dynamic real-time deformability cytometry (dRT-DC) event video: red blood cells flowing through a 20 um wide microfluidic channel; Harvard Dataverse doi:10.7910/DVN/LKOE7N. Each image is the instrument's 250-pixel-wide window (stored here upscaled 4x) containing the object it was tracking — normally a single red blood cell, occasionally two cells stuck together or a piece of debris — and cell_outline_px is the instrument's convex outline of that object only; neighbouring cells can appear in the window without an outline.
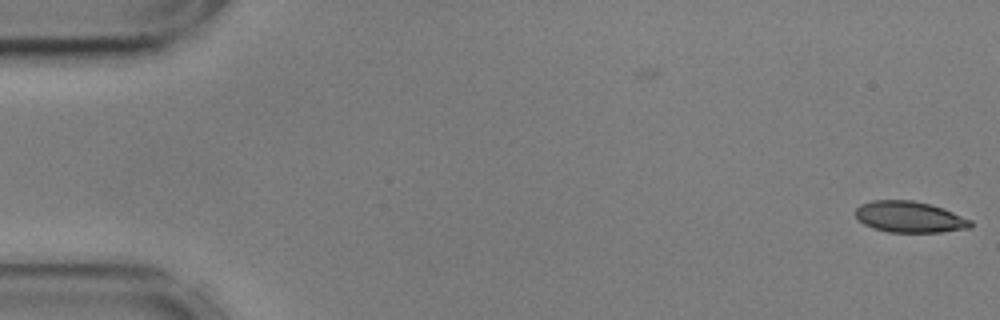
{"species": "common noctule bat (a hibernating species)", "species_latin": "Nyctalus noctula", "temperature_condition": "cold", "stored_images_in_passage": 55, "camera_frame_rate_fps": 3000, "um_per_image_px": 0.085, "animal": {"sex": "male", "body_mass_g": 17.9, "forearm_length_mm": 54.2}, "frame": {"image": 1, "passage_image": 1, "time_ms": 0.0, "image_size_px": [1000, 320], "cell_outline_px": [[972, 228], [940, 232], [888, 232], [872, 228], [864, 224], [856, 216], [856, 208], [860, 204], [872, 200], [912, 200], [944, 208], [972, 220]], "centroid_in_image_um": [77.33, 18.44], "position_along_channel_um": 7.7, "area_um2": 20.98}}
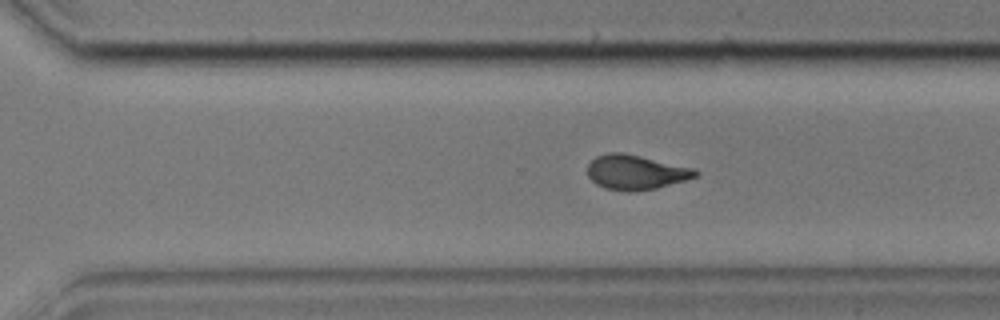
{"frame": {"image": 2, "passage_image": 38, "time_ms": 12.333, "image_size_px": [1000, 320], "cell_outline_px": [[700, 172], [696, 176], [684, 180], [656, 188], [636, 192], [628, 192], [604, 188], [596, 184], [588, 176], [588, 164], [596, 156], [608, 152], [620, 152], [640, 156], [696, 168]], "centroid_in_image_um": [54.03, 14.64], "position_along_channel_um": 316.6, "area_um2": 21.85}}
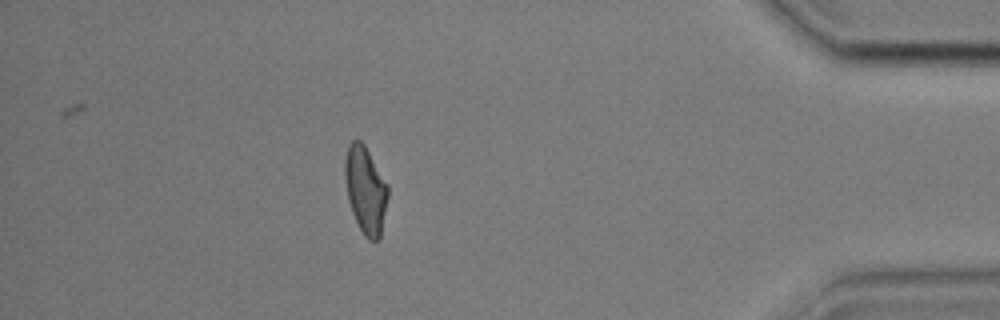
{"frame": {"image": 3, "passage_image": 49, "time_ms": 16.0, "image_size_px": [1000, 320], "cell_outline_px": [[388, 196], [380, 240], [368, 240], [364, 236], [352, 212], [348, 200], [344, 176], [344, 160], [348, 144], [352, 140], [360, 140], [364, 144], [388, 184]], "centroid_in_image_um": [31.06, 16.13], "position_along_channel_um": 404.1, "area_um2": 21.96}, "authors_computed_cell_mechanics": {"area_um2": 21.9062, "velocity_mm_per_s": 3.6005, "shape_relaxation_time_tau1_ms": 3.899, "shape_relaxation_time_tau2_ms": 1.481, "deformation_change_tau1": 0.1509, "deformation_change_tau2": 0.0745}}